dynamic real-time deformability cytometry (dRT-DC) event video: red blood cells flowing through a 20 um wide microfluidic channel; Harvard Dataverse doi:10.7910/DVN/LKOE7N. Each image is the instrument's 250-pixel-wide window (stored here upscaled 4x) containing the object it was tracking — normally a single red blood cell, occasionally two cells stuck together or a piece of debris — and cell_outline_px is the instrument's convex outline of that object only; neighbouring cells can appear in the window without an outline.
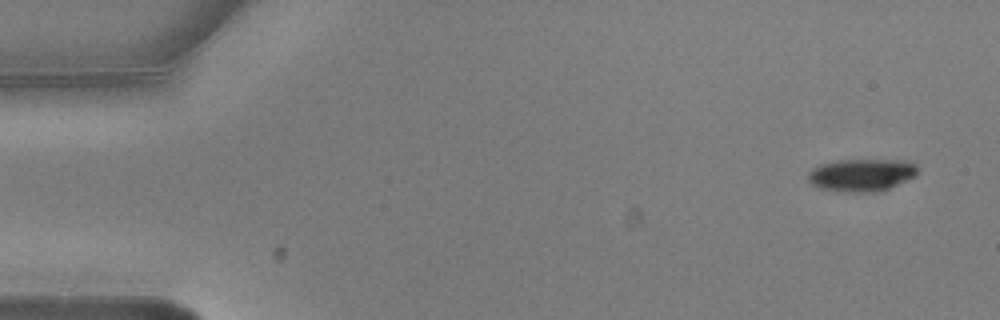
{"species": "common noctule bat (a hibernating species)", "species_latin": "Nyctalus noctula", "temperature_condition": "warm", "stored_images_in_passage": 6, "camera_frame_rate_fps": 3000, "um_per_image_px": 0.085, "animal": {"sex": "male", "body_mass_g": 20.5, "forearm_length_mm": 52.5}, "frame": {"image": 1, "passage_image": 1, "time_ms": 0.0, "image_size_px": [1000, 320], "cell_outline_px": [[916, 176], [888, 188], [872, 192], [840, 192], [820, 188], [812, 184], [808, 180], [808, 172], [812, 168], [820, 164], [836, 160], [916, 160]], "centroid_in_image_um": [73.23, 14.86], "position_along_channel_um": 11.8, "area_um2": 20.92}}
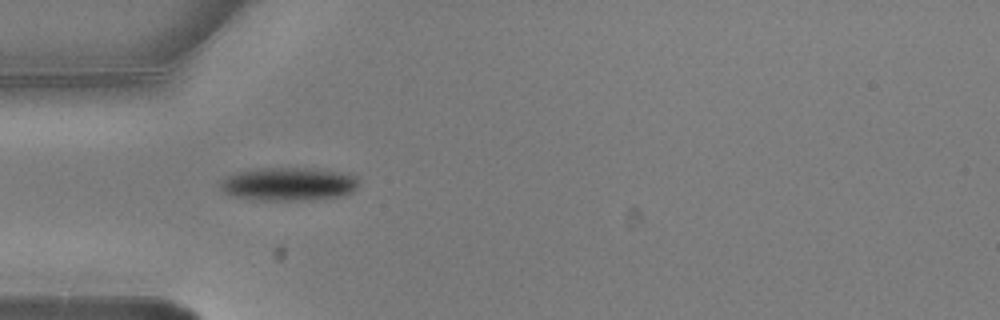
{"frame": {"image": 2, "passage_image": 5, "time_ms": 1.333, "image_size_px": [1000, 320], "cell_outline_px": [[360, 184], [352, 192], [340, 196], [300, 200], [256, 200], [232, 196], [224, 192], [220, 188], [220, 184], [228, 176], [236, 172], [248, 168], [316, 168], [352, 172], [360, 176]], "centroid_in_image_um": [24.61, 15.61], "position_along_channel_um": 60.4, "area_um2": 27.51}}
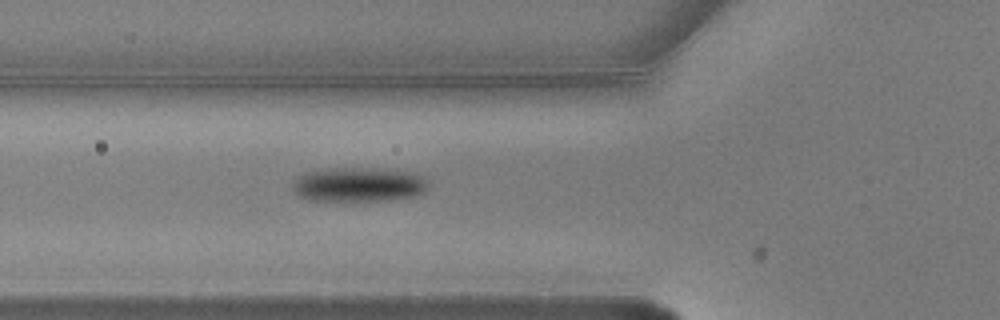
{"frame": {"image": 3, "passage_image": 6, "time_ms": 1.667, "image_size_px": [1000, 320], "cell_outline_px": [[428, 188], [424, 192], [416, 196], [392, 200], [308, 200], [300, 196], [292, 188], [292, 184], [300, 176], [308, 172], [332, 168], [388, 168], [416, 172], [424, 176], [428, 184]], "centroid_in_image_um": [30.59, 15.67], "position_along_channel_um": 95.2, "area_um2": 27.4}}